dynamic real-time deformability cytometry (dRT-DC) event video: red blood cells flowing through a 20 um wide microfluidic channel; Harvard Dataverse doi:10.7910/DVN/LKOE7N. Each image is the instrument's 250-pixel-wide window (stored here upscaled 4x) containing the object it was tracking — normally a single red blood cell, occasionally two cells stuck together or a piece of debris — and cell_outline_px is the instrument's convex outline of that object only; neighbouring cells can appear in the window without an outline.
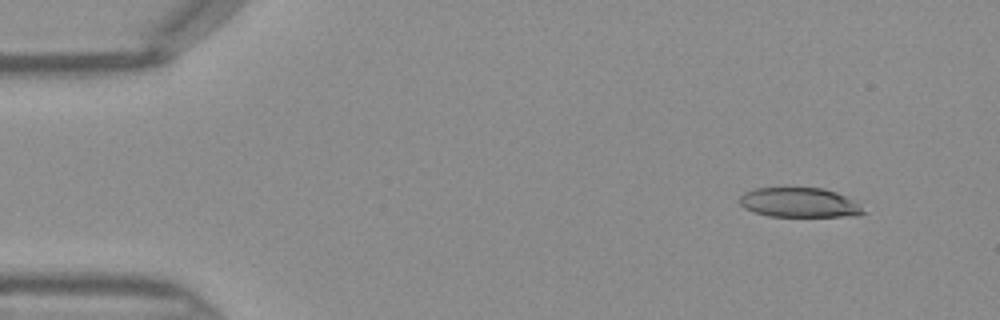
{"species": "Egyptian fruit bat (a non-hibernating species)", "species_latin": "Rousettus aegyptiacus", "temperature_condition": "warm", "stored_images_in_passage": 42, "camera_frame_rate_fps": 3000, "um_per_image_px": 0.085, "frame": {"image": 1, "passage_image": 1, "time_ms": 0.0, "image_size_px": [1000, 320], "cell_outline_px": [[864, 212], [860, 216], [768, 216], [744, 208], [736, 200], [744, 192], [756, 188], [824, 188], [836, 192], [852, 200]], "centroid_in_image_um": [67.88, 17.21], "position_along_channel_um": 17.1, "area_um2": 21.15}}
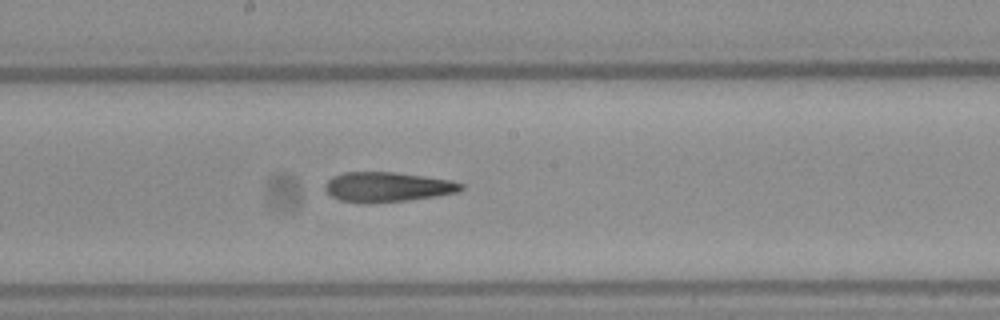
{"frame": {"image": 2, "passage_image": 21, "time_ms": 6.667, "image_size_px": [1000, 320], "cell_outline_px": [[464, 188], [460, 192], [436, 196], [408, 200], [368, 204], [364, 204], [340, 200], [332, 196], [324, 188], [324, 184], [332, 176], [344, 172], [392, 172], [424, 176], [452, 180], [464, 184]], "centroid_in_image_um": [32.94, 15.9], "position_along_channel_um": 215.3, "area_um2": 23.87}}
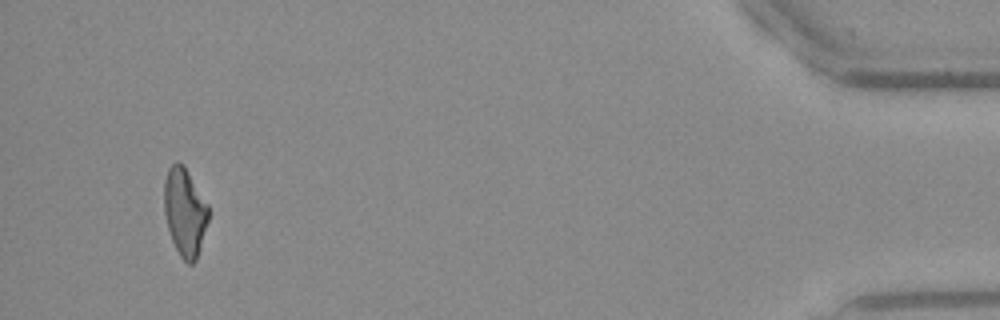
{"frame": {"image": 3, "passage_image": 40, "time_ms": 13.0, "image_size_px": [1000, 320], "cell_outline_px": [[208, 220], [196, 260], [192, 264], [188, 264], [180, 256], [172, 240], [168, 228], [164, 212], [164, 180], [168, 168], [176, 160], [180, 160], [184, 164], [208, 204]], "centroid_in_image_um": [15.7, 17.97], "position_along_channel_um": 419.5, "area_um2": 22.77}}